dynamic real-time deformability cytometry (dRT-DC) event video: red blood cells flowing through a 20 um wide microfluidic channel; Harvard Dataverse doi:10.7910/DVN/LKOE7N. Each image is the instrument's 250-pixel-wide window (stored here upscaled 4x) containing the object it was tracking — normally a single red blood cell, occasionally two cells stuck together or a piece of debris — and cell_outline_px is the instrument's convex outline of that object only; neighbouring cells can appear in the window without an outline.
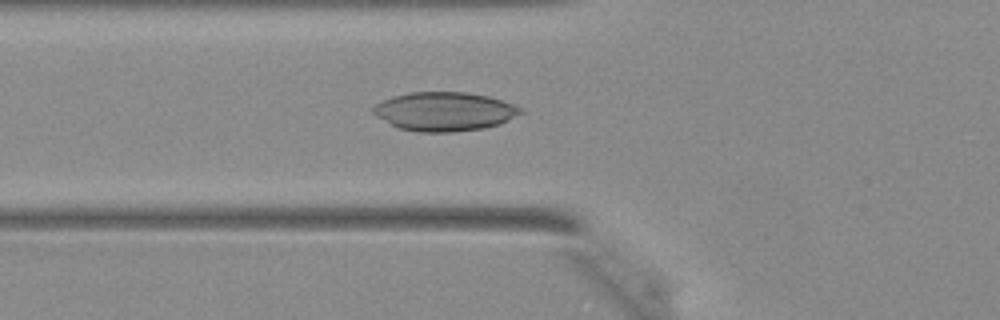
{"species": "Egyptian fruit bat (a non-hibernating species)", "species_latin": "Rousettus aegyptiacus", "temperature_condition": "warm", "stored_images_in_passage": 39, "camera_frame_rate_fps": 3000, "um_per_image_px": 0.085, "animal": {"sex": "female"}, "frame": {"image": 1, "passage_image": 15, "time_ms": 4.667, "image_size_px": [1000, 320], "cell_outline_px": [[524, 112], [500, 124], [484, 128], [452, 132], [420, 132], [400, 128], [376, 116], [372, 112], [372, 108], [376, 104], [392, 96], [408, 92], [468, 92], [488, 96], [524, 108]], "centroid_in_image_um": [37.8, 9.47], "position_along_channel_um": 88.0, "area_um2": 33.35}}
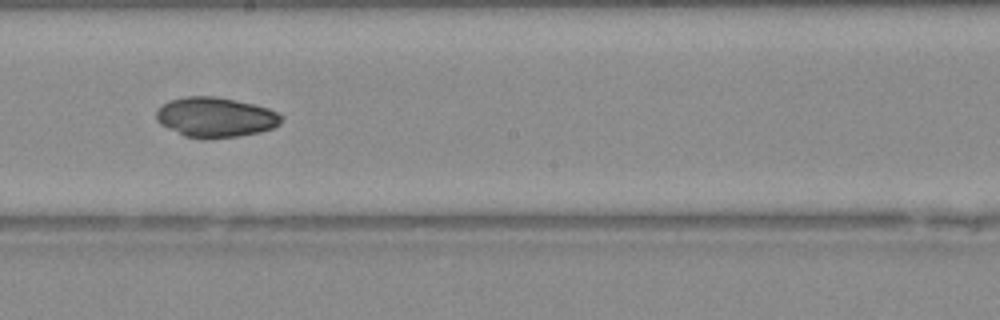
{"frame": {"image": 2, "passage_image": 24, "time_ms": 7.667, "image_size_px": [1000, 320], "cell_outline_px": [[284, 116], [280, 124], [272, 128], [260, 132], [240, 136], [204, 140], [184, 136], [160, 124], [156, 120], [156, 112], [168, 100], [184, 96], [216, 96], [252, 104], [268, 108], [280, 112]], "centroid_in_image_um": [18.33, 9.98], "position_along_channel_um": 229.9, "area_um2": 29.48}}
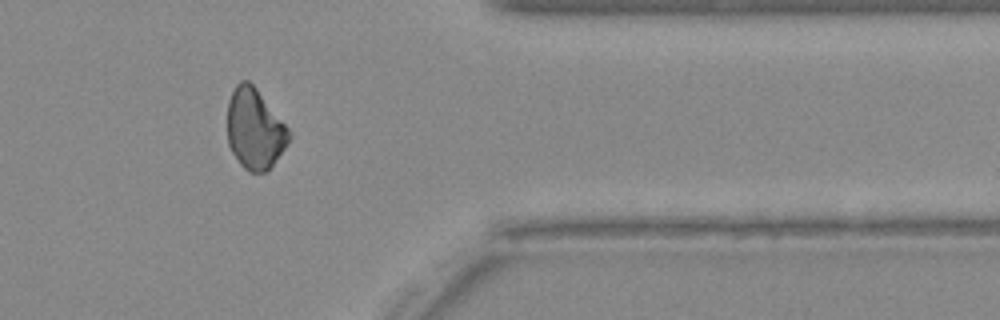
{"frame": {"image": 3, "passage_image": 35, "time_ms": 11.333, "image_size_px": [1000, 320], "cell_outline_px": [[292, 136], [284, 148], [272, 164], [264, 172], [248, 172], [240, 164], [232, 152], [228, 144], [228, 100], [236, 84], [240, 80], [248, 80], [256, 88], [292, 132]], "centroid_in_image_um": [21.65, 10.95], "position_along_channel_um": 389.8, "area_um2": 28.67}}